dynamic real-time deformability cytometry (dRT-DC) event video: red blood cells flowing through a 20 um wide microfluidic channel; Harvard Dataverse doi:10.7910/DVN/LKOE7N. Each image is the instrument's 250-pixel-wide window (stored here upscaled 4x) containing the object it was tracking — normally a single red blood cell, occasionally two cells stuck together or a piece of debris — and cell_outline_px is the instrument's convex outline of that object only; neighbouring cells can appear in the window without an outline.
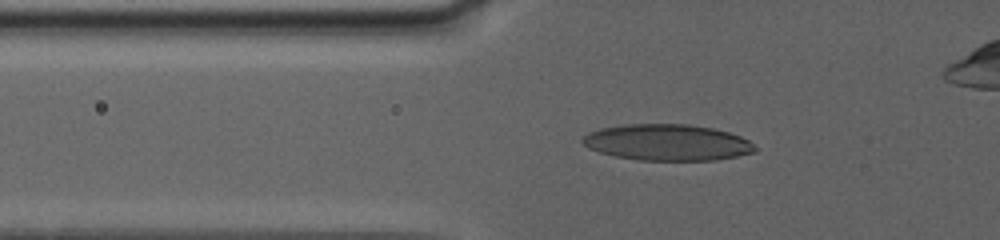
{"species": "human", "species_latin": "Homo sapiens", "temperature_condition": "warm", "stored_images_in_passage": 14, "camera_frame_rate_fps": 3000, "um_per_image_px": 0.085, "donor": {"sex": "female"}, "frame": {"image": 1, "passage_image": 3, "time_ms": 0.333, "image_size_px": [1000, 240], "cell_outline_px": [[756, 152], [716, 160], [640, 160], [616, 156], [600, 152], [588, 148], [580, 140], [588, 132], [600, 128], [624, 124], [688, 124], [712, 128], [728, 132], [740, 136], [748, 140], [756, 148]], "centroid_in_image_um": [56.7, 12.1], "position_along_channel_um": 69.1, "area_um2": 36.36}}
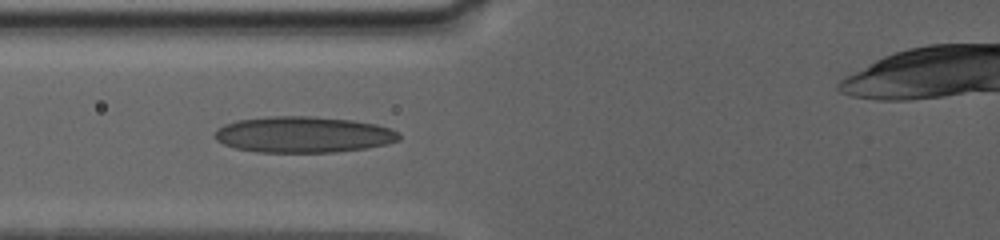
{"frame": {"image": 2, "passage_image": 13, "time_ms": 1.667, "image_size_px": [1000, 240], "cell_outline_px": [[400, 140], [384, 144], [364, 148], [336, 152], [256, 152], [236, 148], [224, 144], [216, 140], [212, 136], [216, 128], [224, 124], [236, 120], [268, 116], [312, 116], [352, 120], [376, 124], [400, 132]], "centroid_in_image_um": [25.73, 11.43], "position_along_channel_um": 100.1, "area_um2": 38.96}}